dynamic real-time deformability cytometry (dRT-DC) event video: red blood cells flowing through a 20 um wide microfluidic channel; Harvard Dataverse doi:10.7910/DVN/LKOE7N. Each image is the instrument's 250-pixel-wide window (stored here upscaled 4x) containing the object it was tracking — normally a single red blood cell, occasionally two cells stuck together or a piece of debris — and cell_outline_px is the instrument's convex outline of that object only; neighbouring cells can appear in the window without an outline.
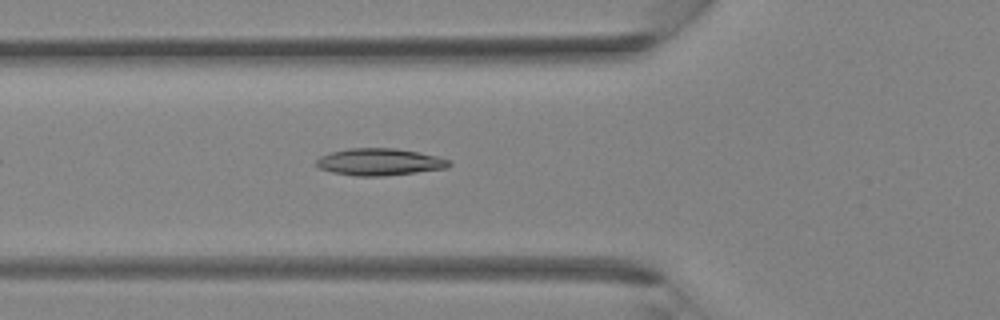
{"species": "Egyptian fruit bat (a non-hibernating species)", "species_latin": "Rousettus aegyptiacus", "temperature_condition": "room temperature", "stored_images_in_passage": 28, "camera_frame_rate_fps": 3000, "um_per_image_px": 0.085, "animal": {"sex": "female"}, "frame": {"image": 1, "passage_image": 5, "time_ms": 1.333, "image_size_px": [1000, 320], "cell_outline_px": [[452, 164], [448, 168], [384, 176], [352, 176], [332, 172], [320, 168], [316, 164], [316, 160], [320, 156], [328, 152], [348, 148], [396, 148], [436, 156], [448, 160]], "centroid_in_image_um": [32.22, 13.76], "position_along_channel_um": 93.6, "area_um2": 20.92}}
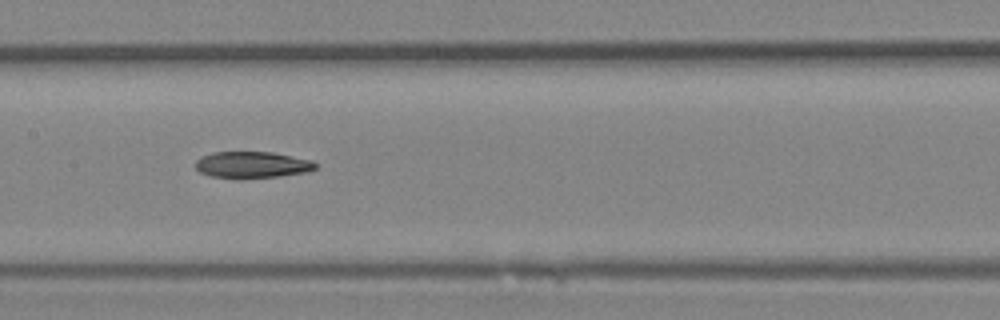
{"frame": {"image": 2, "passage_image": 10, "time_ms": 3.0, "image_size_px": [1000, 320], "cell_outline_px": [[316, 168], [308, 172], [280, 176], [236, 180], [212, 176], [200, 172], [196, 168], [196, 160], [200, 156], [212, 152], [272, 152], [312, 160], [316, 164]], "centroid_in_image_um": [21.41, 14.02], "position_along_channel_um": 186.0, "area_um2": 18.9}}
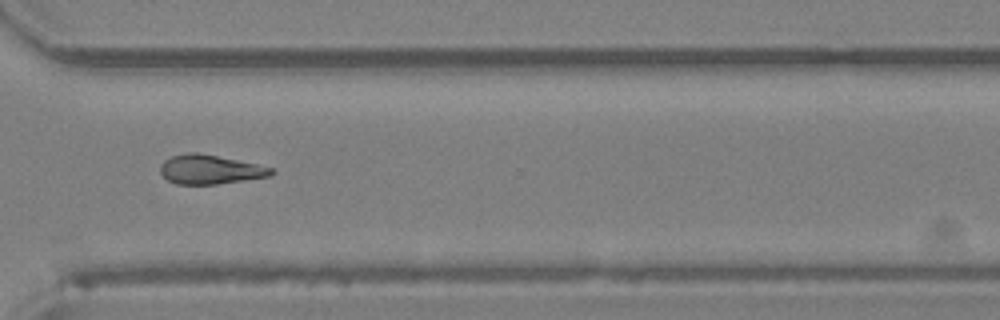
{"frame": {"image": 3, "passage_image": 19, "time_ms": 6.0, "image_size_px": [1000, 320], "cell_outline_px": [[276, 172], [272, 176], [216, 184], [176, 184], [168, 180], [160, 172], [160, 164], [164, 160], [172, 156], [188, 152], [196, 152], [256, 164], [272, 168]], "centroid_in_image_um": [17.85, 14.41], "position_along_channel_um": 352.8, "area_um2": 18.73}}